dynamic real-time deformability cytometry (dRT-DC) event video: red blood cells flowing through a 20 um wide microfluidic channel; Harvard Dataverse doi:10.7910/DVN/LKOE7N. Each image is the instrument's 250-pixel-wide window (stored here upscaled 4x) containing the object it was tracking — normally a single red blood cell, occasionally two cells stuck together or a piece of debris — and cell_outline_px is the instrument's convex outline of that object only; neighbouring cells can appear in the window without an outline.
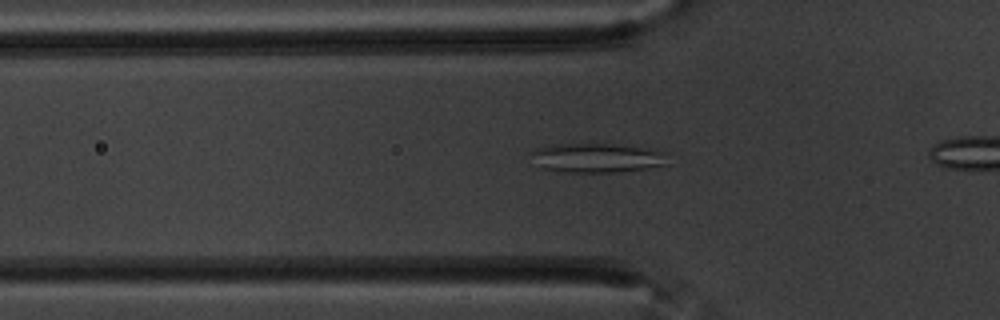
{"species": "common noctule bat (a hibernating species)", "species_latin": "Nyctalus noctula", "temperature_condition": "warm", "stored_images_in_passage": 45, "segment_of_instrument_passage": [1, 2], "camera_frame_rate_fps": 3000, "um_per_image_px": 0.085, "animal": {"sex": "male", "body_mass_g": 20.1, "forearm_length_mm": 53.5}, "frame": {"image": 1, "passage_image": 17, "time_ms": 5.333, "image_size_px": [1000, 320], "cell_outline_px": [[668, 164], [644, 168], [616, 172], [568, 172], [544, 168], [528, 152], [536, 148], [552, 144], [612, 144], [668, 152]], "centroid_in_image_um": [50.76, 13.41], "position_along_channel_um": 75.0, "area_um2": 22.95}}
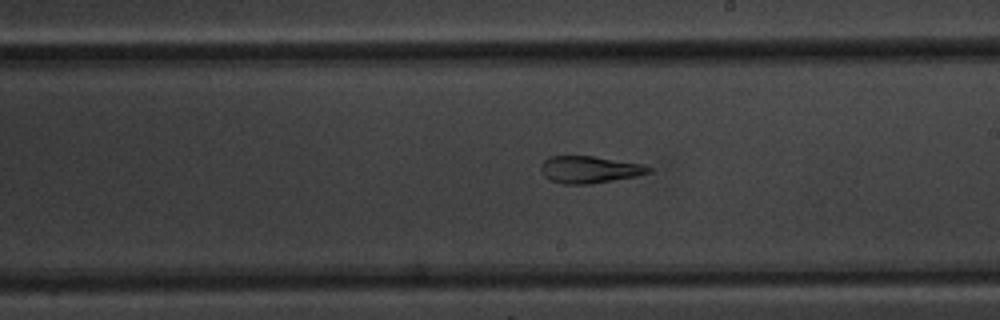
{"frame": {"image": 2, "passage_image": 31, "time_ms": 10.0, "image_size_px": [1000, 320], "cell_outline_px": [[652, 172], [636, 176], [592, 184], [564, 184], [548, 180], [540, 172], [540, 164], [548, 156], [592, 156], [640, 164], [652, 168]], "centroid_in_image_um": [50.04, 14.42], "position_along_channel_um": 239.0, "area_um2": 17.05}}
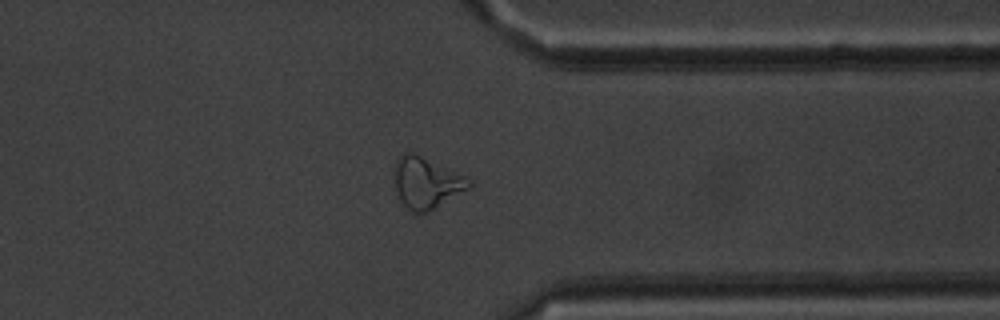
{"frame": {"image": 3, "passage_image": 43, "time_ms": 14.0, "image_size_px": [1000, 320], "cell_outline_px": [[472, 184], [468, 188], [428, 212], [412, 212], [400, 200], [392, 176], [392, 172], [396, 160], [404, 152], [412, 152], [464, 176], [472, 180]], "centroid_in_image_um": [36.18, 15.52], "position_along_channel_um": 375.2, "area_um2": 21.91}}